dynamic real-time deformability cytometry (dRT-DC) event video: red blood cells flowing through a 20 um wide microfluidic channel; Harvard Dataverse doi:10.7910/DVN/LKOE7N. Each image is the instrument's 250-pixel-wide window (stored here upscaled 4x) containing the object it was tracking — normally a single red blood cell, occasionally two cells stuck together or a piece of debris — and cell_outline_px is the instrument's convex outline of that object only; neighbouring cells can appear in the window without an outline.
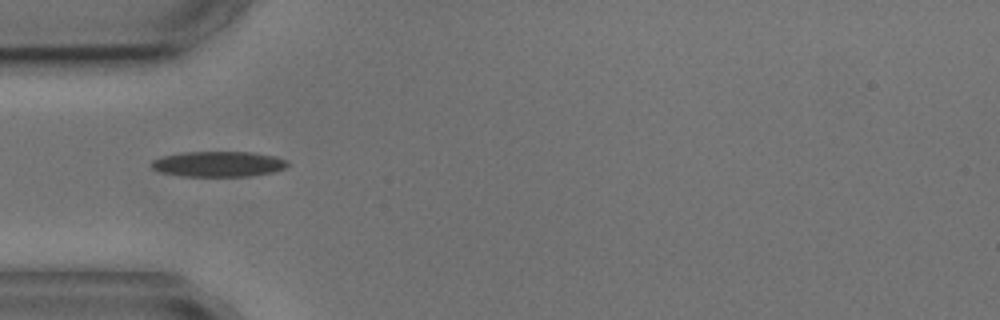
{"species": "common noctule bat (a hibernating species)", "species_latin": "Nyctalus noctula", "temperature_condition": "cold", "stored_images_in_passage": 3, "camera_frame_rate_fps": 3000, "um_per_image_px": 0.085, "animal": {"sex": "male", "body_mass_g": 17.9, "forearm_length_mm": 54.2}, "frame": {"image": 1, "passage_image": 2, "time_ms": 1.333, "image_size_px": [1000, 320], "cell_outline_px": [[288, 164], [284, 168], [272, 172], [252, 176], [180, 176], [160, 172], [152, 168], [152, 160], [160, 156], [184, 152], [252, 152], [276, 156], [288, 160]], "centroid_in_image_um": [18.56, 13.94], "position_along_channel_um": 66.4, "area_um2": 20.29}}